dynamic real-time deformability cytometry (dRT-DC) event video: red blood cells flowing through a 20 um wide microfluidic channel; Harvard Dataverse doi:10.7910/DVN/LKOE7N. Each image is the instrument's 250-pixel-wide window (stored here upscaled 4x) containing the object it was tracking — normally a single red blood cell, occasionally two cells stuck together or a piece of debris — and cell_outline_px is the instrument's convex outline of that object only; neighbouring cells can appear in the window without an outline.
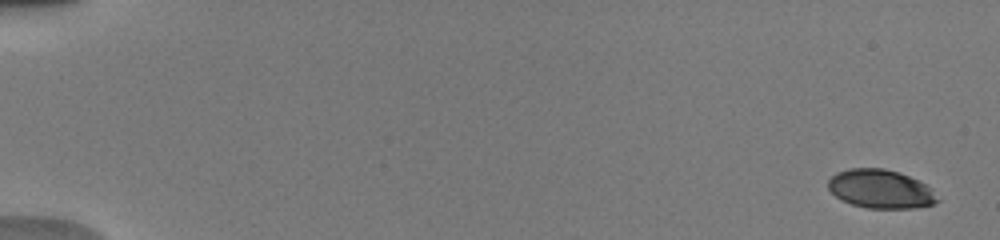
{"species": "human", "species_latin": "Homo sapiens", "temperature_condition": "warm", "stored_images_in_passage": 46, "camera_frame_rate_fps": 3000, "um_per_image_px": 0.085, "donor": {"sex": "male"}, "frame": {"image": 1, "passage_image": 4, "time_ms": 0.667, "image_size_px": [1000, 240], "cell_outline_px": [[940, 200], [932, 204], [916, 208], [868, 208], [852, 204], [836, 196], [828, 188], [828, 180], [836, 172], [848, 168], [884, 168], [900, 172], [932, 188]], "centroid_in_image_um": [74.85, 16.05], "position_along_channel_um": 10.1, "area_um2": 24.57}}
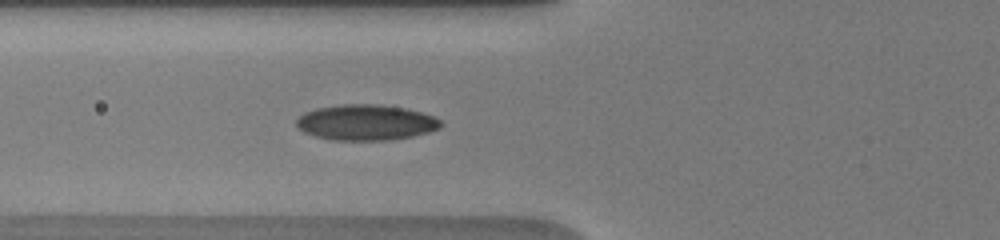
{"frame": {"image": 2, "passage_image": 40, "time_ms": 7.333, "image_size_px": [1000, 240], "cell_outline_px": [[444, 124], [440, 128], [428, 132], [412, 136], [392, 140], [332, 140], [316, 136], [304, 132], [296, 128], [296, 120], [304, 112], [316, 108], [344, 104], [376, 104], [408, 108], [432, 116], [440, 120]], "centroid_in_image_um": [31.1, 10.41], "position_along_channel_um": 94.7, "area_um2": 30.11}}
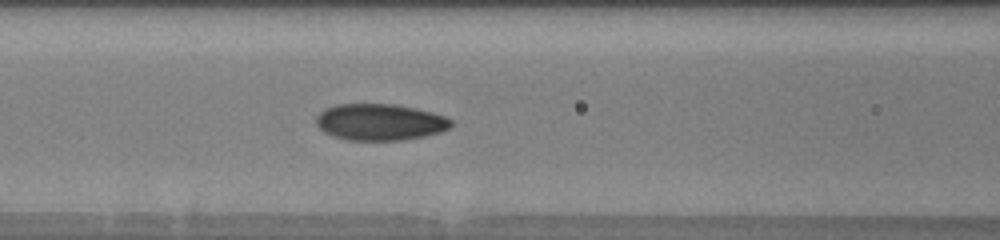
{"frame": {"image": 3, "passage_image": 45, "time_ms": 8.333, "image_size_px": [1000, 240], "cell_outline_px": [[452, 124], [448, 128], [440, 132], [424, 136], [400, 140], [348, 140], [332, 136], [324, 132], [316, 124], [316, 116], [324, 108], [336, 104], [396, 104], [416, 108], [432, 112], [444, 116], [452, 120]], "centroid_in_image_um": [32.27, 10.37], "position_along_channel_um": 134.3, "area_um2": 28.78}}